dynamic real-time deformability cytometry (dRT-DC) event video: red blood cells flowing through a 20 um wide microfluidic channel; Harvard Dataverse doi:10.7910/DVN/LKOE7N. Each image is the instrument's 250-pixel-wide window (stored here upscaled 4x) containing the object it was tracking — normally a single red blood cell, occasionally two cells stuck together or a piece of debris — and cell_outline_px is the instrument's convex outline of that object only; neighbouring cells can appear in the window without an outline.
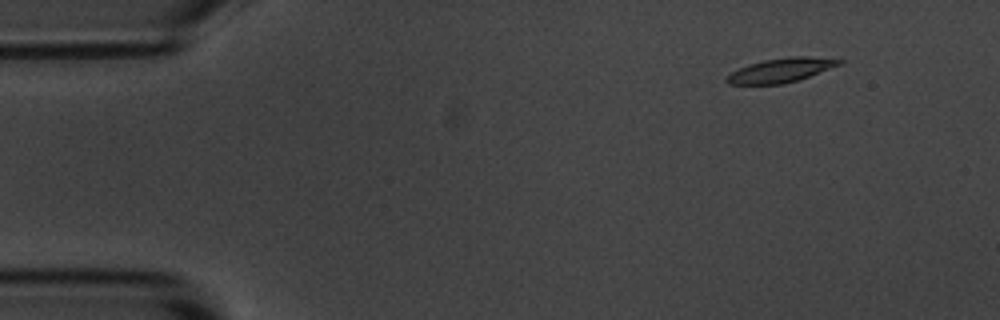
{"species": "common noctule bat (a hibernating species)", "species_latin": "Nyctalus noctula", "temperature_condition": "room temperature", "stored_images_in_passage": 9, "camera_frame_rate_fps": 3000, "um_per_image_px": 0.085, "animal": {"sex": "male", "body_mass_g": 20.1, "forearm_length_mm": 53.5}, "frame": {"image": 1, "passage_image": 1, "time_ms": 0.0, "image_size_px": [1000, 320], "cell_outline_px": [[844, 64], [800, 80], [780, 84], [728, 84], [724, 80], [732, 72], [748, 64], [764, 60], [792, 56], [804, 56], [844, 60]], "centroid_in_image_um": [66.44, 5.97], "position_along_channel_um": 18.6, "area_um2": 15.9}}